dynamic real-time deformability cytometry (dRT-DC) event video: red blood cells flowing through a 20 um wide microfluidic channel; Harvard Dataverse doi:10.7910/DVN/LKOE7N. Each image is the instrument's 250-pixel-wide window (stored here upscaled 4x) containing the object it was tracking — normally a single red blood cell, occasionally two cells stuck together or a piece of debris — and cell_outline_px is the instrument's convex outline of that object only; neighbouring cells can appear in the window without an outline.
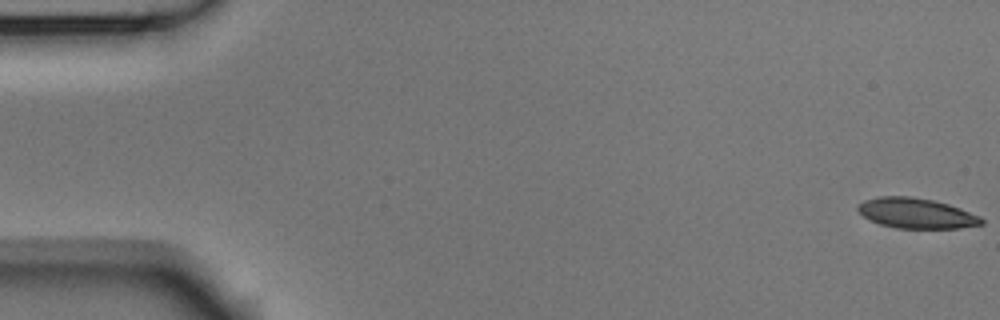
{"species": "Egyptian fruit bat (a non-hibernating species)", "species_latin": "Rousettus aegyptiacus", "temperature_condition": "room temperature", "stored_images_in_passage": 55, "camera_frame_rate_fps": 3000, "um_per_image_px": 0.085, "animal": {"sex": "male"}, "frame": {"image": 1, "passage_image": 1, "time_ms": 0.0, "image_size_px": [1000, 320], "cell_outline_px": [[984, 224], [960, 228], [896, 228], [880, 224], [864, 216], [856, 208], [864, 200], [880, 196], [912, 196], [932, 200], [948, 204], [960, 208], [980, 216], [984, 220]], "centroid_in_image_um": [77.91, 18.12], "position_along_channel_um": 7.1, "area_um2": 21.68}}
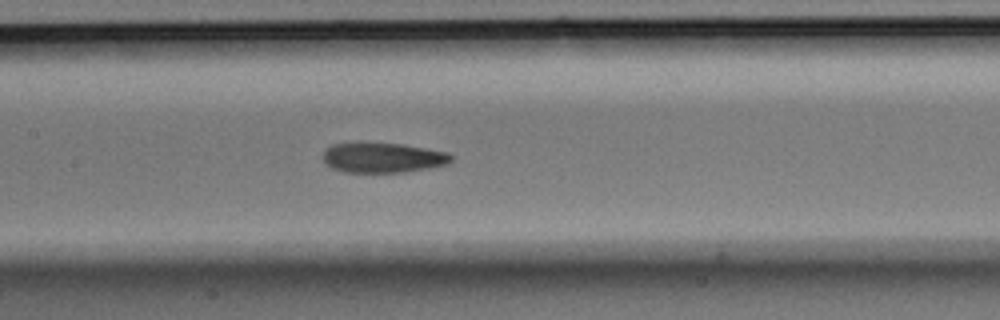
{"frame": {"image": 2, "passage_image": 26, "time_ms": 8.333, "image_size_px": [1000, 320], "cell_outline_px": [[452, 160], [444, 164], [428, 168], [404, 172], [344, 172], [332, 168], [320, 156], [324, 148], [332, 144], [360, 140], [404, 144], [448, 152], [452, 156]], "centroid_in_image_um": [32.44, 13.35], "position_along_channel_um": 175.0, "area_um2": 23.18}}
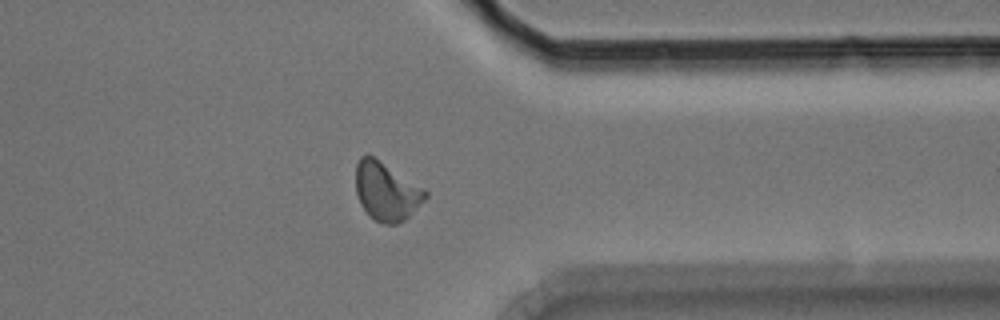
{"frame": {"image": 3, "passage_image": 43, "time_ms": 14.0, "image_size_px": [1000, 320], "cell_outline_px": [[428, 196], [404, 220], [396, 224], [384, 224], [376, 220], [360, 204], [356, 192], [356, 164], [360, 156], [368, 152], [424, 188], [428, 192]], "centroid_in_image_um": [32.83, 16.22], "position_along_channel_um": 378.6, "area_um2": 23.58}, "authors_computed_cell_mechanics": {"area_um2": 22.5998, "velocity_mm_per_s": 3.7085, "shape_relaxation_time_tau1_ms": 5.9951, "shape_relaxation_time_tau2_ms": 3.6268, "deformation_change_tau1": 0.1601, "deformation_change_tau2": 0.0989}}